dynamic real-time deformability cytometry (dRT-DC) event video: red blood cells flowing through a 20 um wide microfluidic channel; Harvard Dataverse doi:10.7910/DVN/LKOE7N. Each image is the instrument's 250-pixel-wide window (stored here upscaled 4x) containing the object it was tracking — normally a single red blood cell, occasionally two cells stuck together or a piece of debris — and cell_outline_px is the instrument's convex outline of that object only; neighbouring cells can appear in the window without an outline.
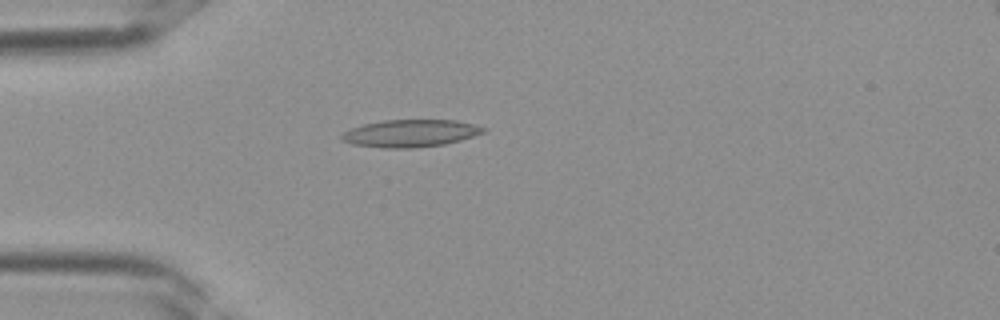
{"species": "Egyptian fruit bat (a non-hibernating species)", "species_latin": "Rousettus aegyptiacus", "temperature_condition": "room temperature", "stored_images_in_passage": 31, "camera_frame_rate_fps": 3000, "um_per_image_px": 0.085, "frame": {"image": 1, "passage_image": 4, "time_ms": 1.0, "image_size_px": [1000, 320], "cell_outline_px": [[488, 128], [484, 132], [460, 140], [444, 144], [416, 148], [384, 148], [352, 144], [340, 140], [340, 136], [344, 132], [352, 128], [364, 124], [384, 120], [456, 120]], "centroid_in_image_um": [34.87, 11.33], "position_along_channel_um": 50.1, "area_um2": 22.54}}
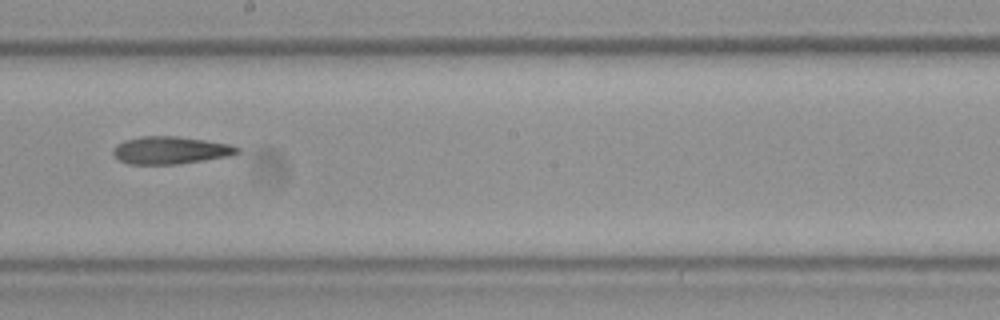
{"frame": {"image": 2, "passage_image": 15, "time_ms": 4.667, "image_size_px": [1000, 320], "cell_outline_px": [[240, 152], [232, 156], [180, 164], [128, 164], [120, 160], [112, 152], [112, 148], [116, 144], [124, 140], [140, 136], [176, 136], [204, 140], [228, 144], [240, 148]], "centroid_in_image_um": [14.49, 12.77], "position_along_channel_um": 233.7, "area_um2": 20.06}}
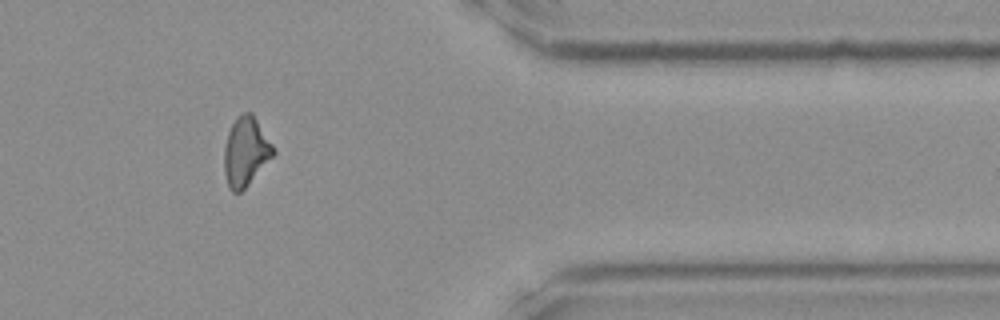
{"frame": {"image": 3, "passage_image": 25, "time_ms": 8.0, "image_size_px": [1000, 320], "cell_outline_px": [[276, 152], [248, 184], [240, 192], [232, 192], [228, 188], [224, 172], [224, 148], [228, 132], [236, 116], [240, 112], [252, 112], [272, 144]], "centroid_in_image_um": [20.86, 12.86], "position_along_channel_um": 390.5, "area_um2": 19.65}}